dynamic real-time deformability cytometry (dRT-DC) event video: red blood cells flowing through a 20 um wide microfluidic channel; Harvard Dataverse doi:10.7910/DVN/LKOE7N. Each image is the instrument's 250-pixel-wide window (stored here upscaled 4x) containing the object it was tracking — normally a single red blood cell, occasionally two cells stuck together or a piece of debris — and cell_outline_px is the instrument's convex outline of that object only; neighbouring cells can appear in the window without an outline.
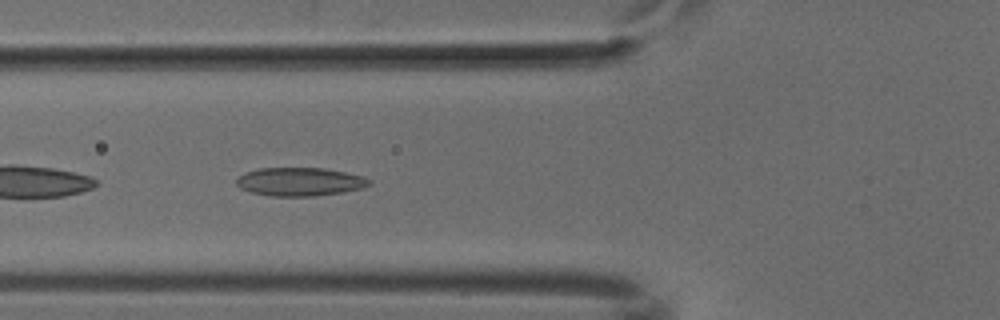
{"species": "common noctule bat (a hibernating species)", "species_latin": "Nyctalus noctula", "temperature_condition": "cold", "stored_images_in_passage": 28, "camera_frame_rate_fps": 3000, "um_per_image_px": 0.085, "animal": {"sex": "male", "body_mass_g": 18.8}, "frame": {"image": 1, "passage_image": 8, "time_ms": 2.333, "image_size_px": [1000, 320], "cell_outline_px": [[372, 184], [360, 188], [344, 192], [312, 196], [268, 196], [252, 192], [240, 188], [236, 184], [236, 180], [244, 172], [260, 168], [324, 168], [364, 176], [372, 180]], "centroid_in_image_um": [25.49, 15.44], "position_along_channel_um": 100.3, "area_um2": 22.02}}
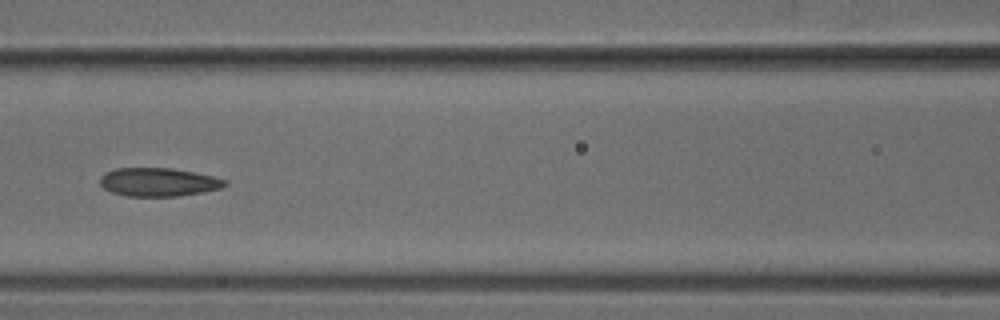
{"frame": {"image": 2, "passage_image": 12, "time_ms": 3.667, "image_size_px": [1000, 320], "cell_outline_px": [[228, 184], [224, 188], [204, 192], [176, 196], [128, 196], [112, 192], [104, 188], [100, 184], [100, 176], [104, 172], [116, 168], [172, 168], [212, 176], [228, 180]], "centroid_in_image_um": [13.49, 15.47], "position_along_channel_um": 153.1, "area_um2": 20.81}}